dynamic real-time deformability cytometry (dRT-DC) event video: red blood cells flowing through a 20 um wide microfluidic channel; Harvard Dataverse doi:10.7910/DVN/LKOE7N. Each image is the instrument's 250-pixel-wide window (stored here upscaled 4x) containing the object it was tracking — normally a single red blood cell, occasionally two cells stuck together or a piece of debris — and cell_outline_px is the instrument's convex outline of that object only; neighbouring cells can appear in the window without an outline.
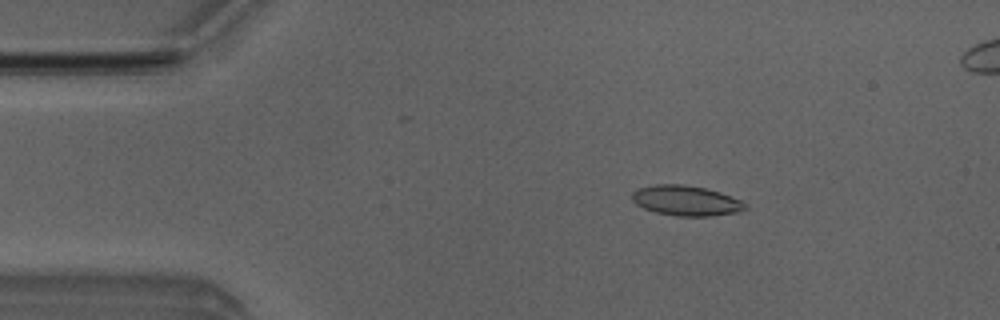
{"species": "Egyptian fruit bat (a non-hibernating species)", "species_latin": "Rousettus aegyptiacus", "temperature_condition": "room temperature", "stored_images_in_passage": 5, "camera_frame_rate_fps": 3000, "um_per_image_px": 0.085, "animal": {"sex": "male"}, "frame": {"image": 1, "passage_image": 1, "time_ms": 0.0, "image_size_px": [1000, 320], "cell_outline_px": [[748, 208], [740, 212], [712, 216], [676, 216], [656, 212], [644, 208], [636, 204], [632, 200], [632, 192], [636, 188], [656, 184], [684, 184], [704, 188], [720, 192], [740, 200]], "centroid_in_image_um": [58.3, 17.05], "position_along_channel_um": 26.7, "area_um2": 19.94}}